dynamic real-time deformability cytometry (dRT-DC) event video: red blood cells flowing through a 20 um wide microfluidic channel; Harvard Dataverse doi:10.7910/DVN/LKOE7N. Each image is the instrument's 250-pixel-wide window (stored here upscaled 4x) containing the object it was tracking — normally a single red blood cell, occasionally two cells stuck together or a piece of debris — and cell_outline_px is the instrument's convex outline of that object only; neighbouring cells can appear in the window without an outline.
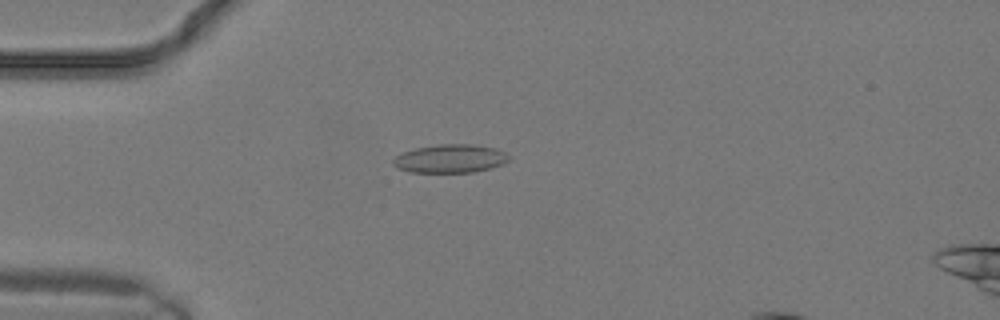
{"species": "common noctule bat (a hibernating species)", "species_latin": "Nyctalus noctula", "temperature_condition": "warm", "stored_images_in_passage": 6, "camera_frame_rate_fps": 3000, "um_per_image_px": 0.085, "animal": {"sex": "male", "body_mass_g": 19.2, "forearm_length_mm": 51.8}, "frame": {"image": 1, "passage_image": 5, "time_ms": 1.333, "image_size_px": [1000, 320], "cell_outline_px": [[512, 156], [504, 164], [492, 168], [472, 172], [408, 172], [396, 168], [392, 164], [392, 160], [396, 156], [404, 152], [416, 148], [440, 144], [472, 144], [496, 148]], "centroid_in_image_um": [38.29, 13.49], "position_along_channel_um": 46.7, "area_um2": 19.31}}